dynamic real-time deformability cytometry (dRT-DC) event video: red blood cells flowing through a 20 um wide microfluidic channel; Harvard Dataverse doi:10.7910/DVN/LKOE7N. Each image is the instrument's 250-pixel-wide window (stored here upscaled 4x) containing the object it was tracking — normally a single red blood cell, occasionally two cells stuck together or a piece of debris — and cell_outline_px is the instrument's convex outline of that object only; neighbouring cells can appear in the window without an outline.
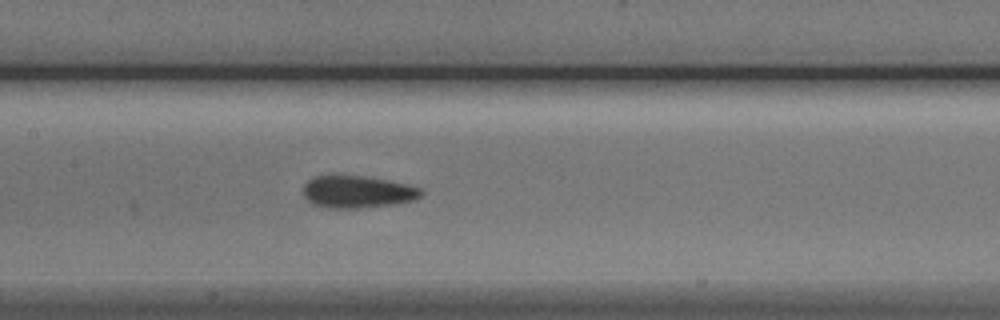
{"species": "Egyptian fruit bat (a non-hibernating species)", "species_latin": "Rousettus aegyptiacus", "temperature_condition": "cold", "stored_images_in_passage": 7, "camera_frame_rate_fps": 3000, "um_per_image_px": 0.085, "animal": {"sex": "male"}, "frame": {"image": 1, "passage_image": 7, "time_ms": 8.0, "image_size_px": [1000, 320], "cell_outline_px": [[424, 192], [416, 200], [396, 204], [360, 208], [328, 208], [312, 204], [304, 196], [304, 184], [312, 176], [364, 176], [408, 184], [420, 188]], "centroid_in_image_um": [30.4, 16.32], "position_along_channel_um": 177.0, "area_um2": 22.2}}